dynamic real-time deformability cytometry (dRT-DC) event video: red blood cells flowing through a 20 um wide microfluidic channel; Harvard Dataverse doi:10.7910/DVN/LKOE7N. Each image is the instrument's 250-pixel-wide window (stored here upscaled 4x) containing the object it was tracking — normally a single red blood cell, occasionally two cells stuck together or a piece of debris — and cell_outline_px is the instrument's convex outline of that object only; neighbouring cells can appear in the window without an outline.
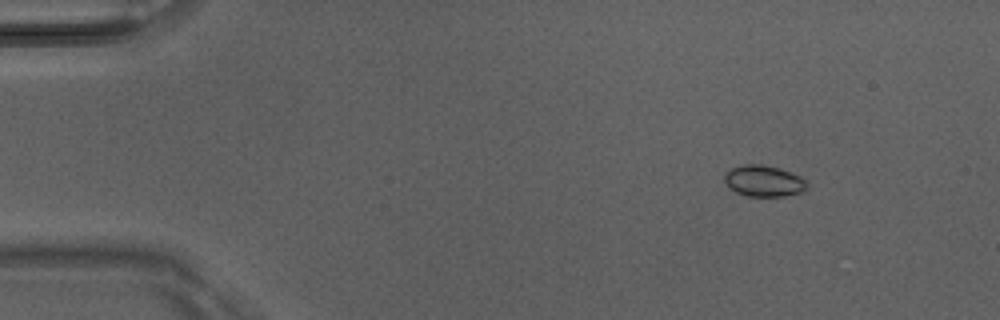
{"species": "Egyptian fruit bat (a non-hibernating species)", "species_latin": "Rousettus aegyptiacus", "temperature_condition": "room temperature", "stored_images_in_passage": 6, "camera_frame_rate_fps": 3000, "um_per_image_px": 0.085, "animal": {"sex": "male"}, "frame": {"image": 1, "passage_image": 2, "time_ms": 0.333, "image_size_px": [1000, 320], "cell_outline_px": [[808, 188], [804, 192], [784, 196], [748, 196], [736, 192], [728, 188], [724, 180], [724, 172], [732, 168], [744, 164], [760, 164], [780, 168], [800, 176], [804, 180]], "centroid_in_image_um": [64.9, 15.38], "position_along_channel_um": 20.1, "area_um2": 15.14}}
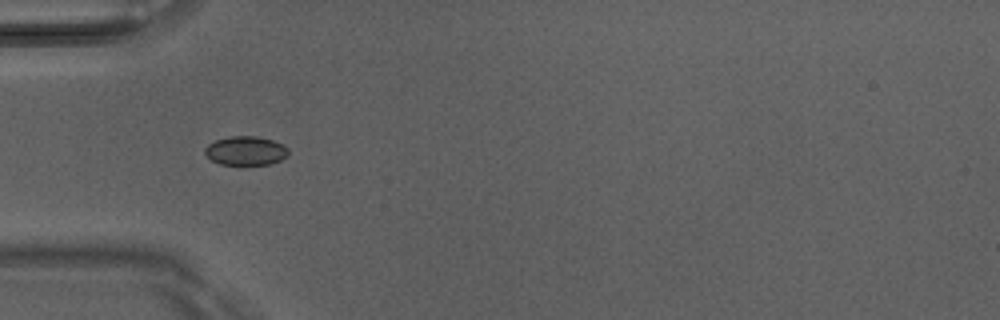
{"frame": {"image": 2, "passage_image": 5, "time_ms": 1.333, "image_size_px": [1000, 320], "cell_outline_px": [[288, 156], [280, 160], [268, 164], [244, 168], [220, 164], [212, 160], [204, 152], [204, 148], [208, 144], [216, 140], [228, 136], [256, 136], [272, 140], [288, 148]], "centroid_in_image_um": [20.86, 12.86], "position_along_channel_um": 64.1, "area_um2": 14.62}}